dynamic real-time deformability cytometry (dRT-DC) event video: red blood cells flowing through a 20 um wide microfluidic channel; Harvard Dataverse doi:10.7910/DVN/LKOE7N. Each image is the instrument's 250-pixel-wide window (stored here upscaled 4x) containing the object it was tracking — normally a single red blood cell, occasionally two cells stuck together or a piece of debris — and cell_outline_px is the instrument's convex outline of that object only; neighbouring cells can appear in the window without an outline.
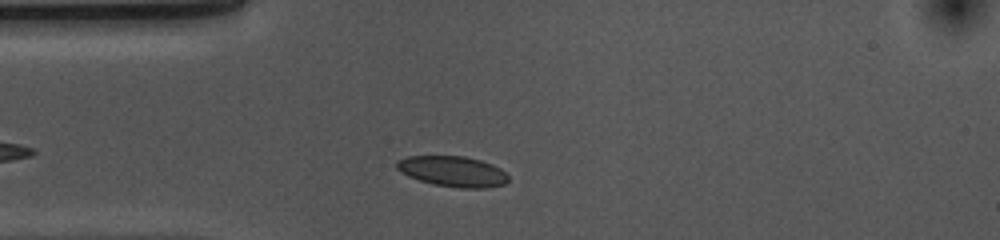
{"species": "common noctule bat (a hibernating species)", "species_latin": "Nyctalus noctula", "temperature_condition": "cold", "stored_images_in_passage": 34, "camera_frame_rate_fps": 3000, "um_per_image_px": 0.085, "animal": {"sex": "female", "body_mass_g": 10.0, "forearm_length_mm": 53.1}, "frame": {"image": 1, "passage_image": 5, "time_ms": 1.333, "image_size_px": [1000, 240], "cell_outline_px": [[508, 180], [504, 184], [488, 188], [460, 188], [432, 184], [408, 176], [400, 172], [396, 168], [396, 160], [408, 156], [464, 156], [480, 160], [492, 164], [500, 168], [508, 176]], "centroid_in_image_um": [38.46, 14.57], "position_along_channel_um": 46.5, "area_um2": 19.94}}
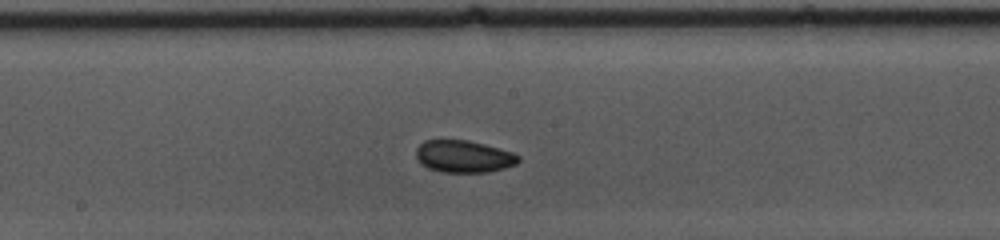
{"frame": {"image": 2, "passage_image": 19, "time_ms": 6.0, "image_size_px": [1000, 240], "cell_outline_px": [[520, 160], [516, 164], [504, 168], [488, 172], [440, 172], [428, 168], [420, 164], [416, 156], [416, 148], [424, 140], [468, 140], [484, 144], [512, 152], [520, 156]], "centroid_in_image_um": [39.4, 13.3], "position_along_channel_um": 208.8, "area_um2": 19.25}}
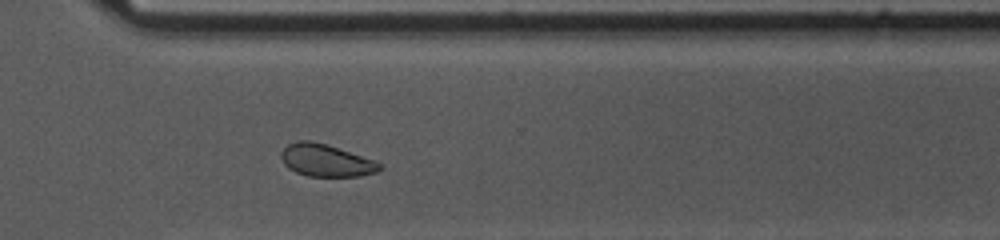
{"frame": {"image": 3, "passage_image": 30, "time_ms": 9.667, "image_size_px": [1000, 240], "cell_outline_px": [[384, 168], [376, 172], [360, 176], [308, 176], [296, 172], [288, 168], [284, 164], [280, 156], [280, 152], [288, 144], [296, 140], [308, 140], [328, 144], [372, 160], [380, 164]], "centroid_in_image_um": [27.67, 13.63], "position_along_channel_um": 342.9, "area_um2": 18.5}, "authors_computed_cell_mechanics": {"area_um2": 19.2474, "velocity_mm_per_s": 3.6586, "shape_relaxation_time_tau1_ms": 5.7417, "shape_relaxation_time_tau2_ms": 3.4899, "deformation_change_tau1": 0.0768, "deformation_change_tau2": 0.0608}}